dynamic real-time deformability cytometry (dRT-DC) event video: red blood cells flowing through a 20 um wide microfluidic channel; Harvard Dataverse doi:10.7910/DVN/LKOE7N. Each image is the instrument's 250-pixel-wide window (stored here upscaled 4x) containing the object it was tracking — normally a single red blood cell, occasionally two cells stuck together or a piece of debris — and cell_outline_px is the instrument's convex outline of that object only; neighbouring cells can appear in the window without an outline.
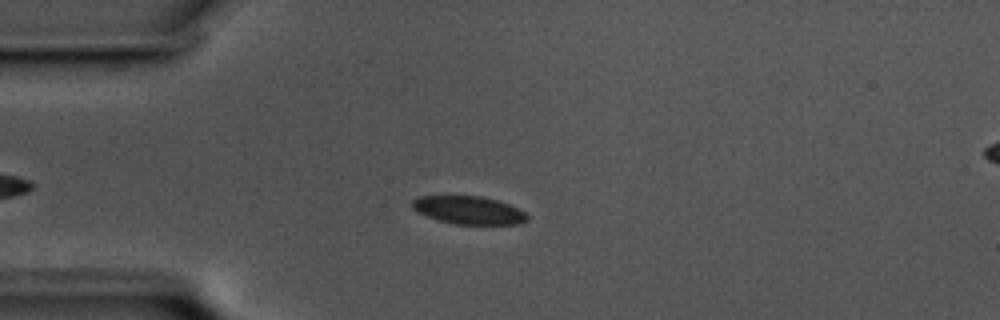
{"species": "common noctule bat (a hibernating species)", "species_latin": "Nyctalus noctula", "temperature_condition": "cold", "stored_images_in_passage": 51, "camera_frame_rate_fps": 3000, "um_per_image_px": 0.085, "animal": {"sex": "male", "body_mass_g": 17.5, "forearm_length_mm": 52.3}, "frame": {"image": 1, "passage_image": 12, "time_ms": 3.667, "image_size_px": [1000, 320], "cell_outline_px": [[528, 220], [520, 224], [456, 224], [440, 220], [428, 216], [412, 208], [412, 200], [420, 196], [480, 196], [496, 200], [508, 204], [524, 212], [528, 216]], "centroid_in_image_um": [39.85, 17.86], "position_along_channel_um": 45.1, "area_um2": 18.44}}
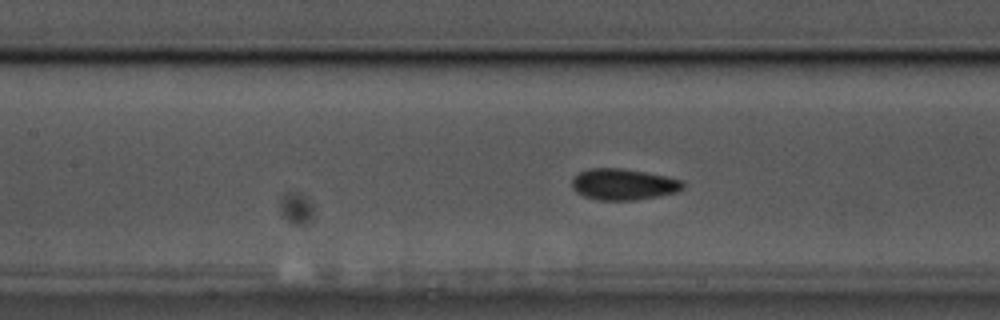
{"frame": {"image": 2, "passage_image": 23, "time_ms": 7.333, "image_size_px": [1000, 320], "cell_outline_px": [[684, 188], [680, 192], [632, 200], [596, 200], [584, 196], [576, 192], [572, 188], [572, 180], [580, 172], [588, 168], [620, 168], [644, 172], [684, 180]], "centroid_in_image_um": [53.0, 15.67], "position_along_channel_um": 154.4, "area_um2": 20.17}}
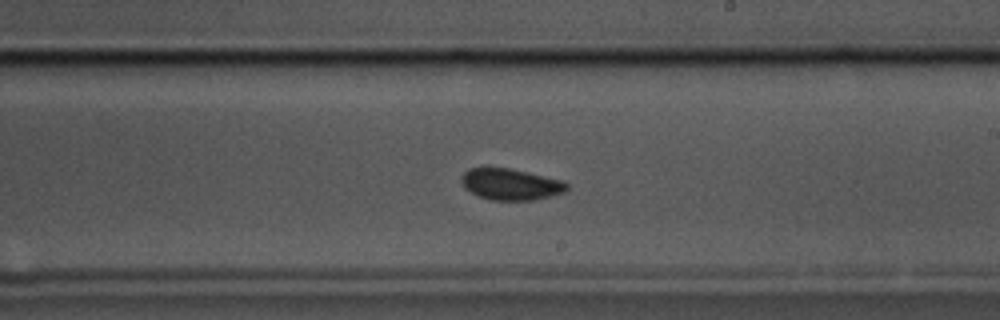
{"frame": {"image": 3, "passage_image": 31, "time_ms": 10.0, "image_size_px": [1000, 320], "cell_outline_px": [[568, 188], [564, 192], [536, 200], [492, 200], [480, 196], [464, 188], [460, 180], [460, 176], [468, 168], [508, 168], [528, 172], [564, 180], [568, 184]], "centroid_in_image_um": [43.41, 15.66], "position_along_channel_um": 245.6, "area_um2": 19.31}, "authors_computed_cell_mechanics": {"area_um2": 19.4208, "velocity_mm_per_s": 3.4398, "shape_relaxation_time_tau1_ms": 2.39, "shape_relaxation_time_tau2_ms": 1.1737, "deformation_change_tau1": 0.0617, "deformation_change_tau2": 0.0563}}